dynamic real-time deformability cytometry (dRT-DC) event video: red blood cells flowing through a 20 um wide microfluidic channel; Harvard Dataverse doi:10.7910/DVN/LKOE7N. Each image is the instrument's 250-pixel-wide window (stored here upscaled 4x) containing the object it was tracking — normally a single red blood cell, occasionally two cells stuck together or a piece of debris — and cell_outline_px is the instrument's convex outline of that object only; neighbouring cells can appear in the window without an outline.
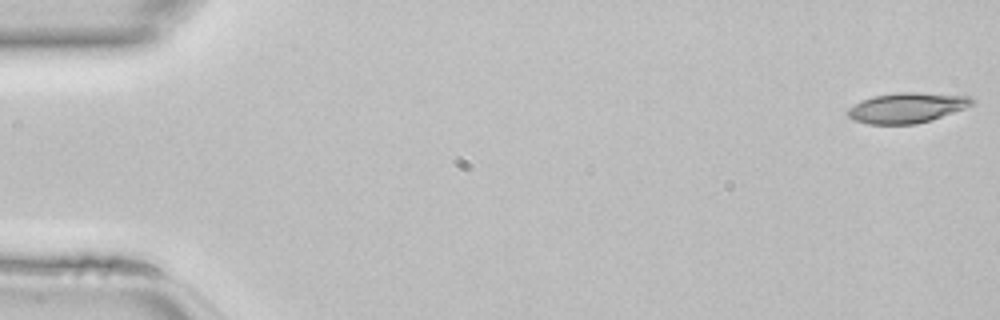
{"species": "common noctule bat (a hibernating species)", "species_latin": "Nyctalus noctula", "temperature_condition": "room temperature", "stored_images_in_passage": 46, "camera_frame_rate_fps": 3000, "um_per_image_px": 0.085, "animal": {"sex": "female", "body_mass_g": 22.7, "forearm_length_mm": 54.2}, "frame": {"image": 1, "passage_image": 1, "time_ms": 0.0, "image_size_px": [1000, 320], "cell_outline_px": [[976, 104], [916, 124], [868, 124], [852, 120], [848, 116], [848, 108], [860, 100], [872, 96], [900, 92], [916, 92], [972, 96], [976, 100]], "centroid_in_image_um": [77.08, 9.14], "position_along_channel_um": 7.9, "area_um2": 21.91}}
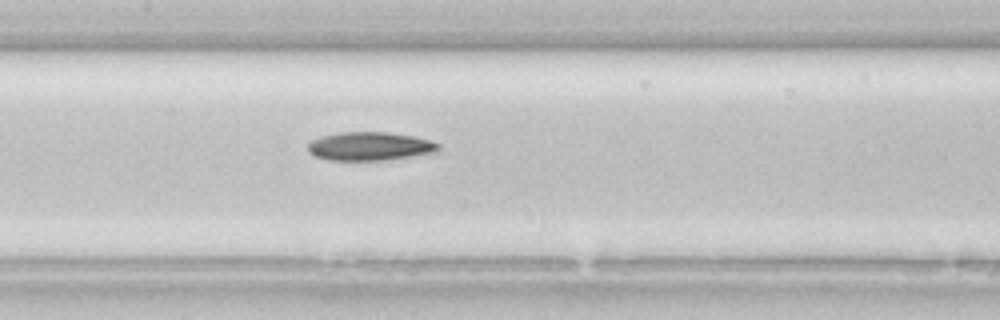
{"frame": {"image": 2, "passage_image": 22, "time_ms": 7.0, "image_size_px": [1000, 320], "cell_outline_px": [[440, 148], [436, 152], [388, 160], [328, 160], [316, 156], [308, 152], [308, 144], [312, 140], [320, 136], [340, 132], [388, 132], [412, 136], [428, 140], [440, 144]], "centroid_in_image_um": [31.42, 12.43], "position_along_channel_um": 176.0, "area_um2": 21.68}}
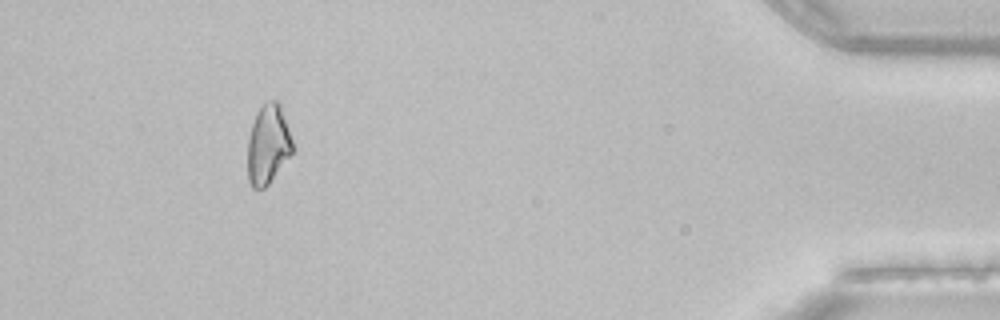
{"frame": {"image": 3, "passage_image": 42, "time_ms": 13.667, "image_size_px": [1000, 320], "cell_outline_px": [[292, 152], [268, 184], [264, 188], [252, 188], [248, 180], [248, 140], [252, 124], [256, 112], [268, 100], [280, 100], [292, 140]], "centroid_in_image_um": [22.78, 12.24], "position_along_channel_um": 412.4, "area_um2": 20.63}}